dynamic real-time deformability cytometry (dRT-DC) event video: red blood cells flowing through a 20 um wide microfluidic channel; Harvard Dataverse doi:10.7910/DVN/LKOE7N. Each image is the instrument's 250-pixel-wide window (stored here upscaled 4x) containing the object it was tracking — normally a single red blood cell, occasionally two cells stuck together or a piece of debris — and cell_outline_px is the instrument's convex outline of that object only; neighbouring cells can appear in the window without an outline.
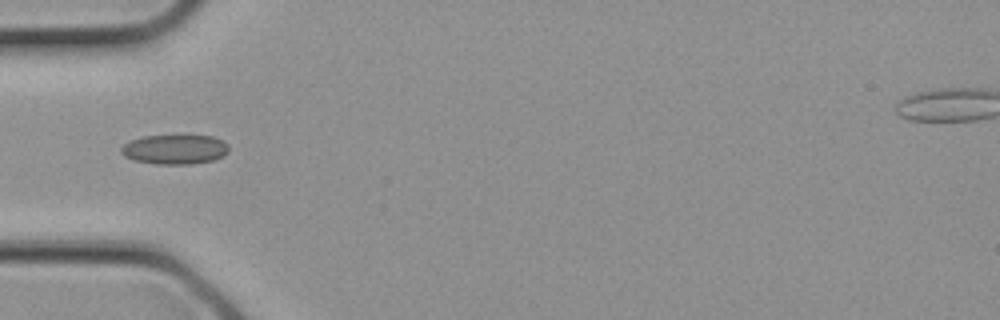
{"species": "common noctule bat (a hibernating species)", "species_latin": "Nyctalus noctula", "temperature_condition": "cold", "stored_images_in_passage": 28, "camera_frame_rate_fps": 3000, "um_per_image_px": 0.085, "animal": {"sex": "female", "body_mass_g": 21.9}, "frame": {"image": 1, "passage_image": 9, "time_ms": 2.667, "image_size_px": [1000, 320], "cell_outline_px": [[228, 152], [224, 156], [212, 160], [192, 164], [156, 164], [132, 160], [124, 156], [120, 152], [120, 148], [128, 140], [144, 136], [184, 132], [212, 136], [228, 144]], "centroid_in_image_um": [14.84, 12.64], "position_along_channel_um": 70.2, "area_um2": 19.59}}
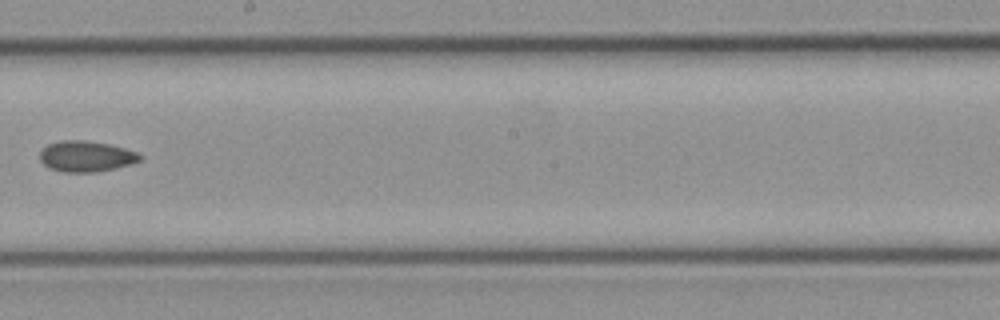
{"frame": {"image": 2, "passage_image": 16, "time_ms": 5.0, "image_size_px": [1000, 320], "cell_outline_px": [[144, 160], [116, 168], [96, 172], [64, 172], [48, 168], [40, 160], [40, 152], [48, 144], [60, 140], [84, 140], [108, 144], [124, 148], [136, 152], [144, 156]], "centroid_in_image_um": [7.34, 13.29], "position_along_channel_um": 240.9, "area_um2": 18.09}}
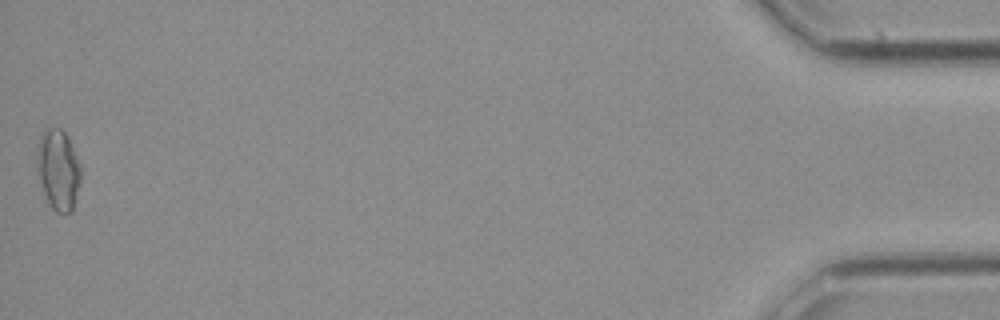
{"frame": {"image": 3, "passage_image": 28, "time_ms": 9.0, "image_size_px": [1000, 320], "cell_outline_px": [[80, 180], [72, 212], [56, 212], [52, 208], [44, 192], [40, 180], [36, 160], [36, 156], [40, 136], [48, 128], [60, 128], [68, 136], [80, 168]], "centroid_in_image_um": [4.94, 14.41], "position_along_channel_um": 430.3, "area_um2": 20.0}}